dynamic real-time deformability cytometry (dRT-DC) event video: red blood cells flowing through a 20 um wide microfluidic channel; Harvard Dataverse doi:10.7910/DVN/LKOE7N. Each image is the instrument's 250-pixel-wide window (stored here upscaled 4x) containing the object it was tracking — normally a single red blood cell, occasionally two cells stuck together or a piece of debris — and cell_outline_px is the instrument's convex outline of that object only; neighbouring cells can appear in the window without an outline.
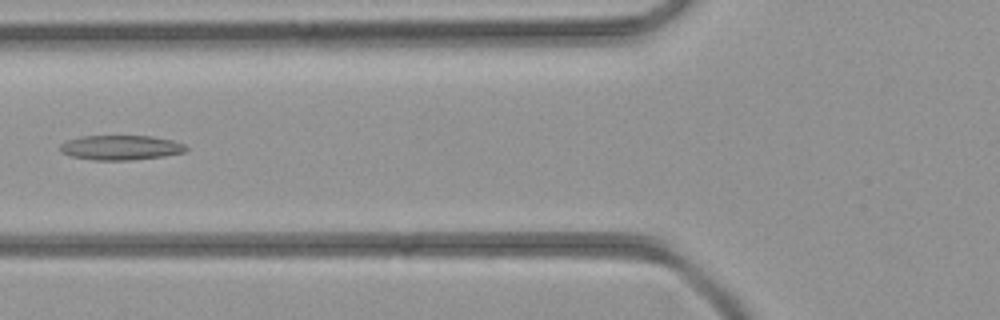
{"species": "common noctule bat (a hibernating species)", "species_latin": "Nyctalus noctula", "temperature_condition": "room temperature", "stored_images_in_passage": 11, "camera_frame_rate_fps": 3000, "um_per_image_px": 0.085, "animal": {"sex": "female", "body_mass_g": 21.9}, "frame": {"image": 1, "passage_image": 7, "time_ms": 2.0, "image_size_px": [1000, 320], "cell_outline_px": [[188, 148], [184, 152], [164, 156], [132, 160], [92, 160], [72, 156], [60, 152], [60, 144], [68, 140], [80, 136], [152, 136], [172, 140], [184, 144]], "centroid_in_image_um": [10.26, 12.54], "position_along_channel_um": 115.5, "area_um2": 18.15}}